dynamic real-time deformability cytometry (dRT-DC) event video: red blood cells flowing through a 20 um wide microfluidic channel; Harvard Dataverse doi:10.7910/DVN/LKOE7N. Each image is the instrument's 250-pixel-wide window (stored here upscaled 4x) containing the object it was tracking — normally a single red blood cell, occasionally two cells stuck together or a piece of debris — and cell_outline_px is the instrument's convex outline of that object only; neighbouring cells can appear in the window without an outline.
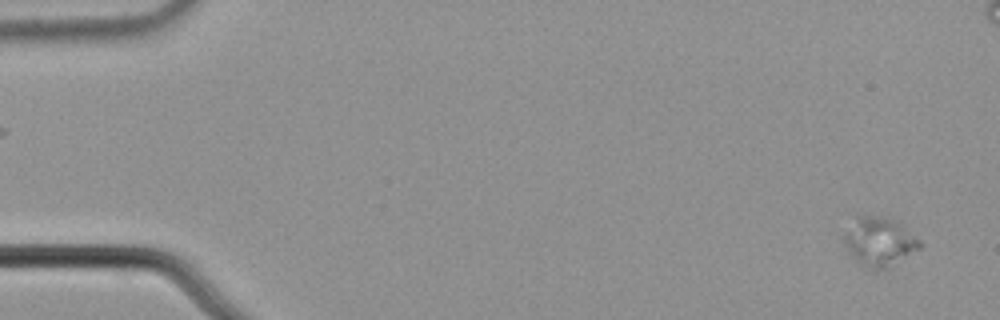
{"species": "common noctule bat (a hibernating species)", "species_latin": "Nyctalus noctula", "temperature_condition": "cold", "stored_images_in_passage": 7, "camera_frame_rate_fps": 3000, "um_per_image_px": 0.085, "animal": {"sex": "male", "body_mass_g": 21.5, "forearm_length_mm": 52.0}, "frame": {"image": 1, "passage_image": 1, "time_ms": 0.0, "image_size_px": [1000, 320], "cell_outline_px": [[924, 244], [920, 248], [896, 264], [888, 268], [876, 272], [860, 264], [848, 252], [840, 236], [856, 212], [888, 216], [900, 220]], "centroid_in_image_um": [74.7, 20.47], "position_along_channel_um": 10.3, "area_um2": 23.24}}